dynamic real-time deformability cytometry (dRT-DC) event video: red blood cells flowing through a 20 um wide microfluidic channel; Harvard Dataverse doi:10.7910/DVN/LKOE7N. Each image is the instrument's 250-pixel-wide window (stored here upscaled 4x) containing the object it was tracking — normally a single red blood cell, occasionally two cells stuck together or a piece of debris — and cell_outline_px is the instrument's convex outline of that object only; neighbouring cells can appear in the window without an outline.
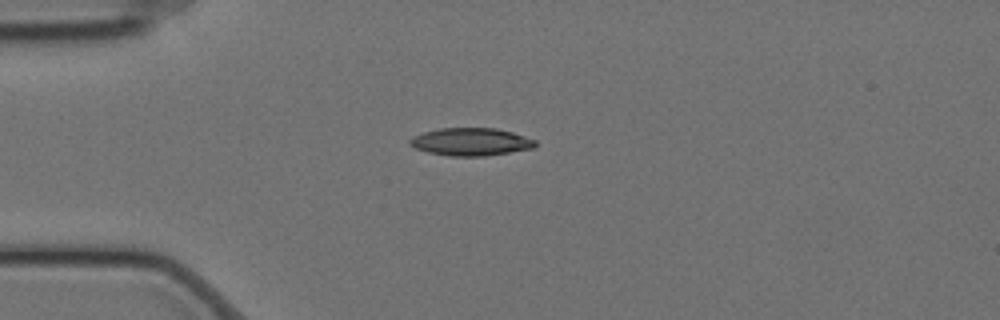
{"species": "Egyptian fruit bat (a non-hibernating species)", "species_latin": "Rousettus aegyptiacus", "temperature_condition": "cold", "stored_images_in_passage": 44, "camera_frame_rate_fps": 3000, "um_per_image_px": 0.085, "animal": {"sex": "female"}, "frame": {"image": 1, "passage_image": 1, "time_ms": 0.0, "image_size_px": [1000, 320], "cell_outline_px": [[536, 148], [484, 156], [448, 156], [428, 152], [416, 148], [408, 144], [408, 140], [412, 136], [424, 132], [440, 128], [496, 128], [512, 132], [536, 140]], "centroid_in_image_um": [40.02, 12.05], "position_along_channel_um": 45.0, "area_um2": 20.35}}
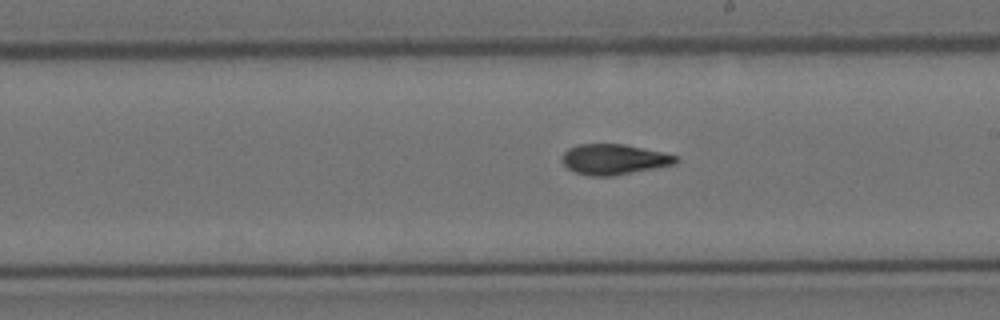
{"frame": {"image": 2, "passage_image": 19, "time_ms": 6.0, "image_size_px": [1000, 320], "cell_outline_px": [[680, 160], [676, 164], [612, 176], [588, 176], [576, 172], [568, 168], [560, 160], [564, 152], [568, 148], [576, 144], [624, 144], [664, 152], [680, 156]], "centroid_in_image_um": [52.21, 13.54], "position_along_channel_um": 236.8, "area_um2": 20.4}}
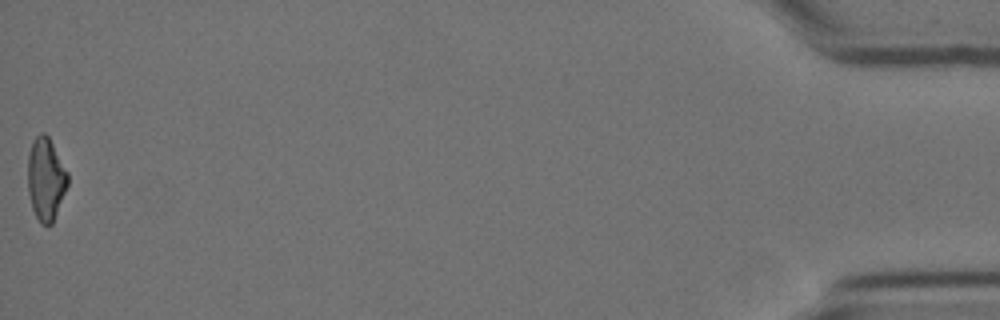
{"frame": {"image": 3, "passage_image": 44, "time_ms": 14.333, "image_size_px": [1000, 320], "cell_outline_px": [[68, 184], [52, 224], [40, 224], [32, 208], [28, 192], [28, 156], [32, 140], [40, 132], [44, 132], [48, 136], [68, 172]], "centroid_in_image_um": [3.89, 15.2], "position_along_channel_um": 431.3, "area_um2": 19.19}, "authors_computed_cell_mechanics": {"area_um2": 20.1144, "velocity_mm_per_s": 3.5119, "shape_relaxation_time_tau1_ms": 10.8178, "shape_relaxation_time_tau2_ms": 2.5146, "deformation_change_tau1": 0.2408, "deformation_change_tau2": 0.0908}}